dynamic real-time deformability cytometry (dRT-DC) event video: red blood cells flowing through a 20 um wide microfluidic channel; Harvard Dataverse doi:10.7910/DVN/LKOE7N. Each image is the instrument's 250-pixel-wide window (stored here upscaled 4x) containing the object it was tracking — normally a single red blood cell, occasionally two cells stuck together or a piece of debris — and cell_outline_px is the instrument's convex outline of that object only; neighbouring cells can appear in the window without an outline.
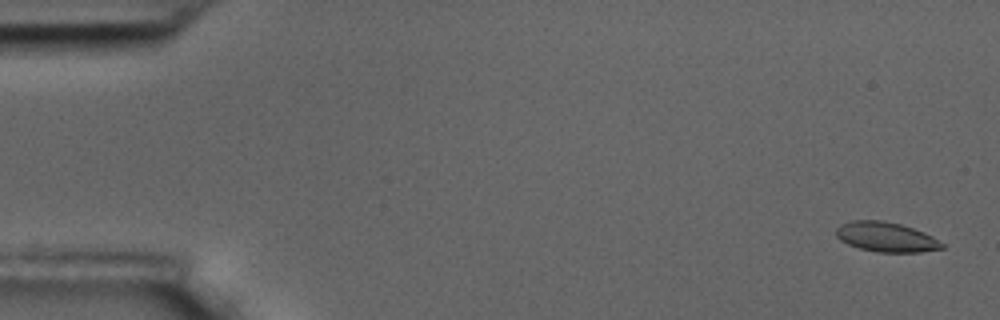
{"species": "common noctule bat (a hibernating species)", "species_latin": "Nyctalus noctula", "temperature_condition": "room temperature", "stored_images_in_passage": 5, "camera_frame_rate_fps": 3000, "um_per_image_px": 0.085, "animal": {"sex": "male", "body_mass_g": 17.5, "forearm_length_mm": 52.3}, "frame": {"image": 1, "passage_image": 1, "time_ms": 0.0, "image_size_px": [1000, 320], "cell_outline_px": [[944, 248], [920, 252], [876, 252], [860, 248], [848, 244], [840, 240], [836, 236], [836, 228], [840, 224], [852, 220], [880, 220], [900, 224], [924, 232], [932, 236], [944, 244]], "centroid_in_image_um": [75.3, 20.14], "position_along_channel_um": 9.7, "area_um2": 18.32}}
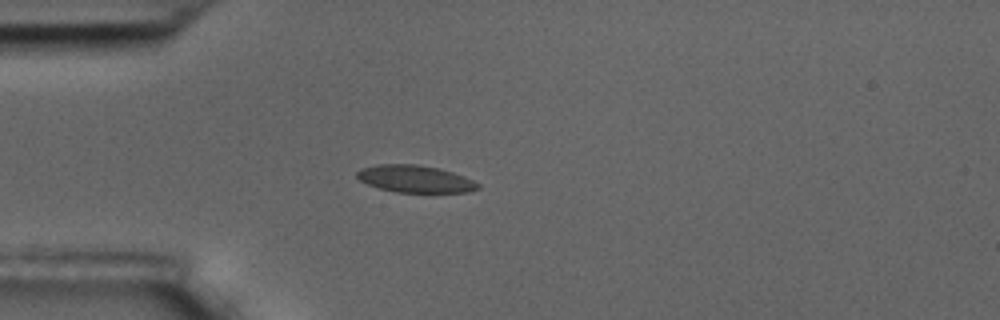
{"frame": {"image": 2, "passage_image": 5, "time_ms": 1.333, "image_size_px": [1000, 320], "cell_outline_px": [[480, 188], [468, 192], [396, 192], [380, 188], [368, 184], [360, 180], [356, 176], [356, 172], [360, 168], [376, 164], [416, 164], [440, 168], [464, 176], [480, 184]], "centroid_in_image_um": [35.28, 15.19], "position_along_channel_um": 49.7, "area_um2": 19.19}}